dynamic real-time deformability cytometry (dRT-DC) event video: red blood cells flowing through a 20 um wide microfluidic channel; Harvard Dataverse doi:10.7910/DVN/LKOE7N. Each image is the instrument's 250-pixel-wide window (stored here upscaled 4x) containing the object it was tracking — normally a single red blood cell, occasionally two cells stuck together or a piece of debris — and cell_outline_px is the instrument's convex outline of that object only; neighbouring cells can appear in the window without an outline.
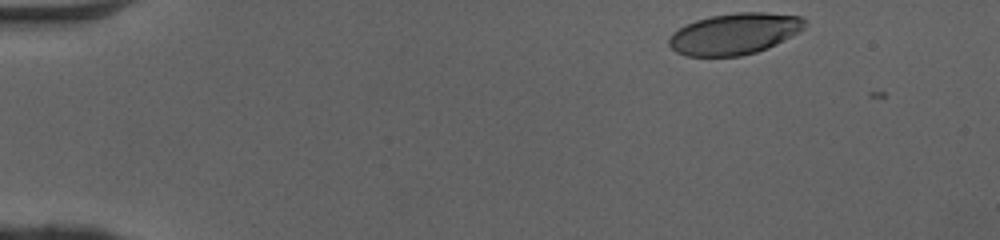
{"species": "human", "species_latin": "Homo sapiens", "temperature_condition": "cold", "stored_images_in_passage": 39, "camera_frame_rate_fps": 3000, "um_per_image_px": 0.085, "donor": {"sex": "female"}, "frame": {"image": 1, "passage_image": 1, "time_ms": 0.0, "image_size_px": [1000, 240], "cell_outline_px": [[808, 24], [800, 32], [768, 48], [756, 52], [740, 56], [684, 56], [676, 52], [668, 44], [668, 40], [672, 32], [696, 20], [712, 16], [736, 12], [764, 12], [800, 16]], "centroid_in_image_um": [62.45, 2.87], "position_along_channel_um": 22.6, "area_um2": 32.71}}
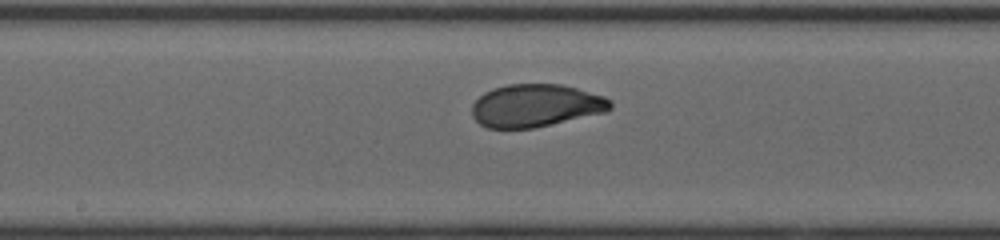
{"frame": {"image": 2, "passage_image": 22, "time_ms": 7.0, "image_size_px": [1000, 240], "cell_outline_px": [[612, 108], [608, 112], [532, 128], [488, 128], [480, 124], [472, 116], [472, 104], [484, 92], [492, 88], [508, 84], [560, 84], [576, 88], [604, 96], [612, 100]], "centroid_in_image_um": [45.55, 8.97], "position_along_channel_um": 202.6, "area_um2": 34.56}}
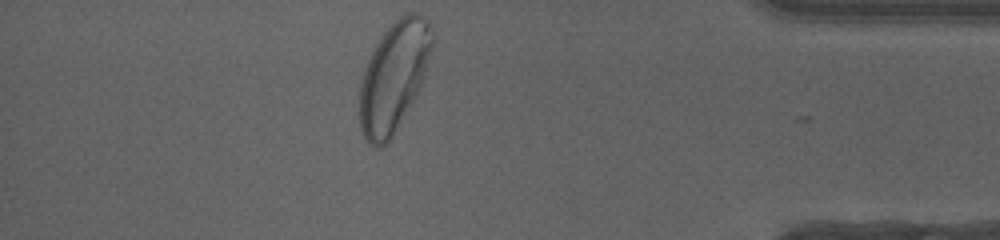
{"frame": {"image": 3, "passage_image": 39, "time_ms": 12.667, "image_size_px": [1000, 240], "cell_outline_px": [[436, 40], [420, 88], [416, 96], [392, 136], [380, 148], [376, 148], [364, 140], [360, 128], [360, 80], [364, 68], [376, 44], [384, 32], [400, 16], [408, 12], [416, 12], [424, 16], [428, 20]], "centroid_in_image_um": [33.5, 6.49], "position_along_channel_um": 401.7, "area_um2": 46.59}, "authors_computed_cell_mechanics": {"area_um2": 34.7956, "velocity_mm_per_s": 4.0713, "shape_relaxation_time_tau1_ms": 4.0704, "shape_relaxation_time_tau2_ms": null, "deformation_change_tau1": 0.1825, "deformation_change_tau2": null}}